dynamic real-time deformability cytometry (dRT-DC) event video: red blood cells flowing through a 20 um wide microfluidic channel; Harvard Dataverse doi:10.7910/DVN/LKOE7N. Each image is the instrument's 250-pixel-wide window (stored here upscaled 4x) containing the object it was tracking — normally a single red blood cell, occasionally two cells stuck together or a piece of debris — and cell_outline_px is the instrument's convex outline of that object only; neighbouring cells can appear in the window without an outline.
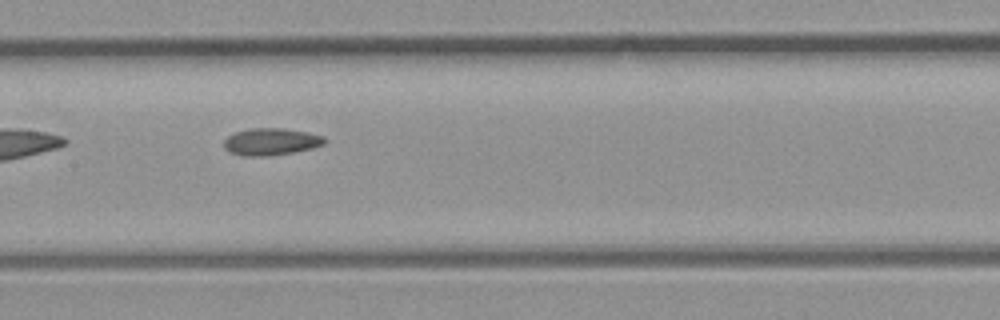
{"species": "common noctule bat (a hibernating species)", "species_latin": "Nyctalus noctula", "temperature_condition": "room temperature", "stored_images_in_passage": 7, "segment_of_instrument_passage": [2, 2], "camera_frame_rate_fps": 3000, "um_per_image_px": 0.085, "animal": {"sex": "male", "body_mass_g": 23.1, "forearm_length_mm": 52.7}, "frame": {"image": 1, "passage_image": 6, "time_ms": 1.667, "image_size_px": [1000, 320], "cell_outline_px": [[328, 140], [324, 144], [312, 148], [292, 152], [268, 156], [240, 156], [228, 152], [224, 148], [224, 140], [228, 136], [236, 132], [248, 128], [284, 128], [308, 132], [324, 136]], "centroid_in_image_um": [23.03, 12.04], "position_along_channel_um": 184.4, "area_um2": 16.07}}
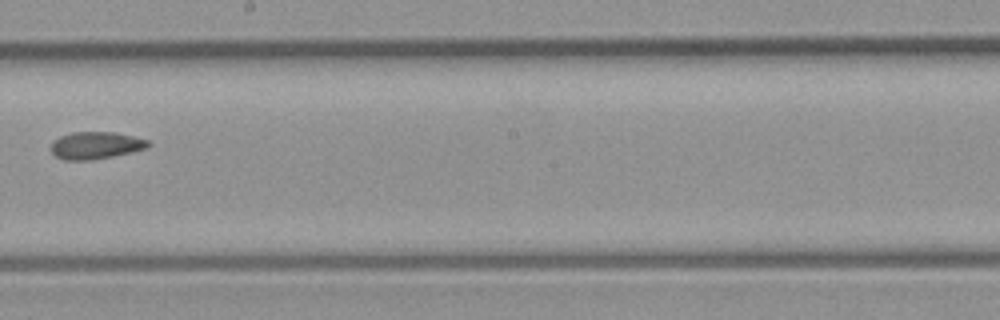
{"frame": {"image": 2, "passage_image": 7, "time_ms": 2.0, "image_size_px": [1000, 320], "cell_outline_px": [[148, 148], [112, 156], [92, 160], [64, 160], [56, 156], [52, 152], [52, 140], [60, 136], [72, 132], [112, 132], [132, 136], [148, 140]], "centroid_in_image_um": [8.1, 12.35], "position_along_channel_um": 240.1, "area_um2": 15.26}}